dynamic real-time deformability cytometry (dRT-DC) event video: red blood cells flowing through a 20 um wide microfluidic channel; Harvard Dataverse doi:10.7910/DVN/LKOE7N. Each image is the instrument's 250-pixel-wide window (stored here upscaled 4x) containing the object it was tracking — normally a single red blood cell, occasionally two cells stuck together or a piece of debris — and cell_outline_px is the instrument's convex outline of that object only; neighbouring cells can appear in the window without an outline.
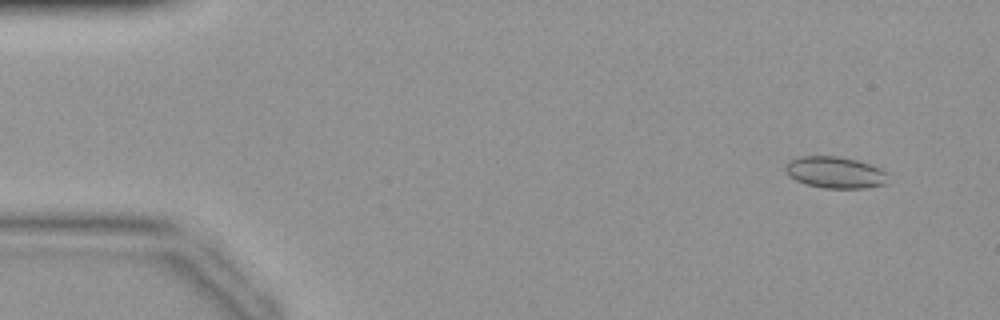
{"species": "common noctule bat (a hibernating species)", "species_latin": "Nyctalus noctula", "temperature_condition": "warm", "stored_images_in_passage": 43, "camera_frame_rate_fps": 3000, "um_per_image_px": 0.085, "animal": {"sex": "female", "body_mass_g": 19.9}, "frame": {"image": 1, "passage_image": 4, "time_ms": 1.0, "image_size_px": [1000, 320], "cell_outline_px": [[888, 172], [884, 184], [864, 188], [824, 188], [804, 184], [788, 176], [784, 168], [784, 164], [788, 160], [800, 156], [840, 156], [856, 160], [880, 168]], "centroid_in_image_um": [70.92, 14.65], "position_along_channel_um": 14.1, "area_um2": 19.02}}
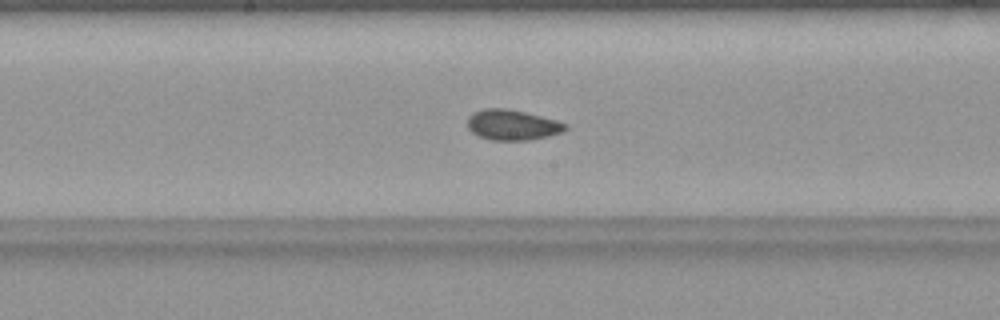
{"frame": {"image": 2, "passage_image": 23, "time_ms": 7.333, "image_size_px": [1000, 320], "cell_outline_px": [[568, 128], [564, 132], [532, 140], [492, 140], [480, 136], [472, 132], [468, 128], [468, 116], [472, 112], [484, 108], [508, 108], [556, 120], [568, 124]], "centroid_in_image_um": [43.56, 10.61], "position_along_channel_um": 204.6, "area_um2": 17.46}}
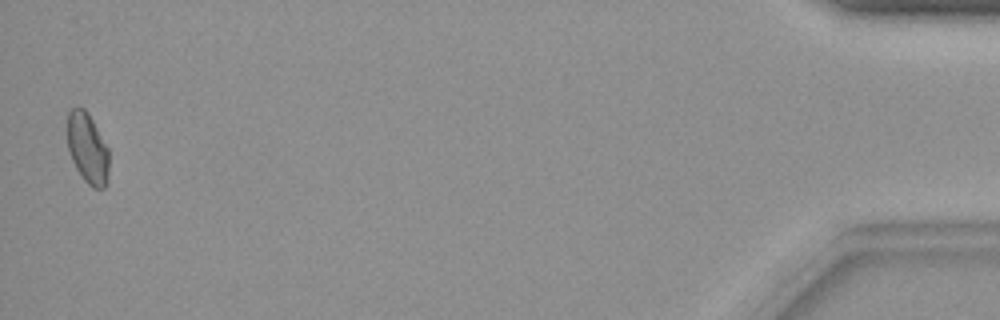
{"frame": {"image": 3, "passage_image": 43, "time_ms": 14.0, "image_size_px": [1000, 320], "cell_outline_px": [[108, 180], [104, 188], [92, 188], [84, 180], [76, 168], [68, 152], [68, 112], [72, 108], [84, 108], [88, 112], [108, 148]], "centroid_in_image_um": [7.44, 12.62], "position_along_channel_um": 427.8, "area_um2": 17.05}}